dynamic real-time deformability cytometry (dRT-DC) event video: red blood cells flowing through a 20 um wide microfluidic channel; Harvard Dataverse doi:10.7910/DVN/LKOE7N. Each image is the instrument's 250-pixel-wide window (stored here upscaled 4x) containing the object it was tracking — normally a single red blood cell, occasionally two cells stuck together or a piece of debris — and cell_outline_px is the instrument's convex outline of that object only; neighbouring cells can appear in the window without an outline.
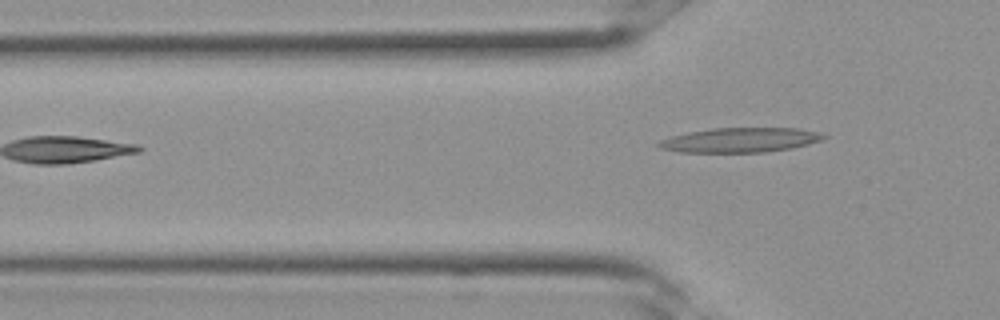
{"species": "Egyptian fruit bat (a non-hibernating species)", "species_latin": "Rousettus aegyptiacus", "temperature_condition": "room temperature", "stored_images_in_passage": 10, "camera_frame_rate_fps": 3000, "um_per_image_px": 0.085, "frame": {"image": 1, "passage_image": 10, "time_ms": 3.0, "image_size_px": [1000, 320], "cell_outline_px": [[828, 136], [824, 140], [792, 148], [764, 152], [680, 152], [660, 148], [656, 144], [660, 140], [672, 136], [688, 132], [712, 128], [796, 128], [820, 132]], "centroid_in_image_um": [62.95, 11.9], "position_along_channel_um": 62.9, "area_um2": 23.7}}